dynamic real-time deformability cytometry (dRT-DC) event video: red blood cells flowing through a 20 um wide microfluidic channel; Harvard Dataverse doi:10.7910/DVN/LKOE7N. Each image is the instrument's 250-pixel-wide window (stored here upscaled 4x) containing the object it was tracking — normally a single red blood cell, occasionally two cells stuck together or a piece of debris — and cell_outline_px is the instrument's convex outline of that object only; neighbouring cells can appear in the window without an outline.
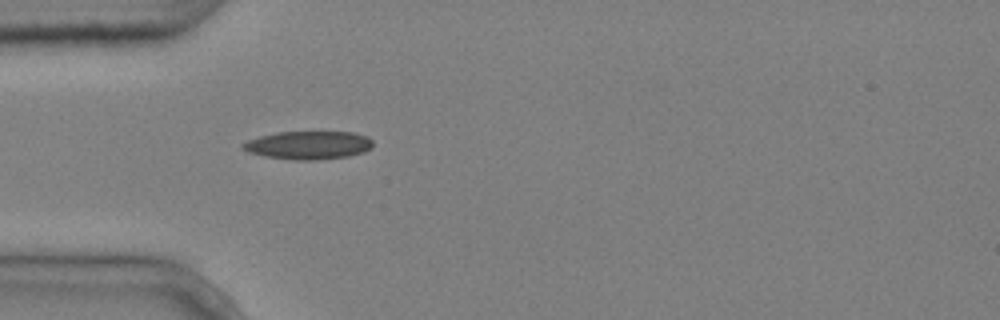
{"species": "common noctule bat (a hibernating species)", "species_latin": "Nyctalus noctula", "temperature_condition": "cold", "stored_images_in_passage": 1, "camera_frame_rate_fps": 3000, "um_per_image_px": 0.085, "animal": {"sex": "male", "body_mass_g": 20.4}, "frame": {"image": 1, "passage_image": 1, "time_ms": 0.0, "image_size_px": [1000, 320], "cell_outline_px": [[372, 148], [364, 152], [348, 156], [316, 160], [292, 160], [264, 156], [248, 152], [240, 148], [240, 144], [248, 140], [260, 136], [276, 132], [352, 132], [368, 136], [372, 140]], "centroid_in_image_um": [26.2, 12.34], "position_along_channel_um": 58.8, "area_um2": 21.56}}